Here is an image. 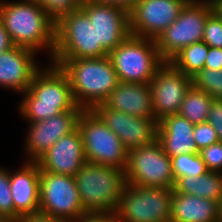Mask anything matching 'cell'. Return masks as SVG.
Masks as SVG:
<instances>
[{
    "instance_id": "obj_1",
    "label": "cell",
    "mask_w": 222,
    "mask_h": 222,
    "mask_svg": "<svg viewBox=\"0 0 222 222\" xmlns=\"http://www.w3.org/2000/svg\"><path fill=\"white\" fill-rule=\"evenodd\" d=\"M21 96L18 113L28 123L46 120L64 111L83 110L75 102L67 75L52 63L34 75Z\"/></svg>"
},
{
    "instance_id": "obj_2",
    "label": "cell",
    "mask_w": 222,
    "mask_h": 222,
    "mask_svg": "<svg viewBox=\"0 0 222 222\" xmlns=\"http://www.w3.org/2000/svg\"><path fill=\"white\" fill-rule=\"evenodd\" d=\"M0 20L14 46L45 51L51 61L55 23L35 0H0Z\"/></svg>"
},
{
    "instance_id": "obj_3",
    "label": "cell",
    "mask_w": 222,
    "mask_h": 222,
    "mask_svg": "<svg viewBox=\"0 0 222 222\" xmlns=\"http://www.w3.org/2000/svg\"><path fill=\"white\" fill-rule=\"evenodd\" d=\"M55 65L67 75L75 102L83 110L102 104L119 82L109 56L60 59Z\"/></svg>"
},
{
    "instance_id": "obj_4",
    "label": "cell",
    "mask_w": 222,
    "mask_h": 222,
    "mask_svg": "<svg viewBox=\"0 0 222 222\" xmlns=\"http://www.w3.org/2000/svg\"><path fill=\"white\" fill-rule=\"evenodd\" d=\"M74 178L86 213L117 211L126 186L125 170L86 162Z\"/></svg>"
},
{
    "instance_id": "obj_5",
    "label": "cell",
    "mask_w": 222,
    "mask_h": 222,
    "mask_svg": "<svg viewBox=\"0 0 222 222\" xmlns=\"http://www.w3.org/2000/svg\"><path fill=\"white\" fill-rule=\"evenodd\" d=\"M108 53L97 43L96 27L87 14L77 10L55 24V46L49 63L60 59L101 58Z\"/></svg>"
},
{
    "instance_id": "obj_6",
    "label": "cell",
    "mask_w": 222,
    "mask_h": 222,
    "mask_svg": "<svg viewBox=\"0 0 222 222\" xmlns=\"http://www.w3.org/2000/svg\"><path fill=\"white\" fill-rule=\"evenodd\" d=\"M108 56L121 82L150 83L165 63L154 39L132 35Z\"/></svg>"
},
{
    "instance_id": "obj_7",
    "label": "cell",
    "mask_w": 222,
    "mask_h": 222,
    "mask_svg": "<svg viewBox=\"0 0 222 222\" xmlns=\"http://www.w3.org/2000/svg\"><path fill=\"white\" fill-rule=\"evenodd\" d=\"M87 162L125 170L128 150L93 110H83L78 118Z\"/></svg>"
},
{
    "instance_id": "obj_8",
    "label": "cell",
    "mask_w": 222,
    "mask_h": 222,
    "mask_svg": "<svg viewBox=\"0 0 222 222\" xmlns=\"http://www.w3.org/2000/svg\"><path fill=\"white\" fill-rule=\"evenodd\" d=\"M213 0H189L179 17L155 39L161 58L169 62L184 47L203 40Z\"/></svg>"
},
{
    "instance_id": "obj_9",
    "label": "cell",
    "mask_w": 222,
    "mask_h": 222,
    "mask_svg": "<svg viewBox=\"0 0 222 222\" xmlns=\"http://www.w3.org/2000/svg\"><path fill=\"white\" fill-rule=\"evenodd\" d=\"M173 189L126 184L116 216L118 222H170Z\"/></svg>"
},
{
    "instance_id": "obj_10",
    "label": "cell",
    "mask_w": 222,
    "mask_h": 222,
    "mask_svg": "<svg viewBox=\"0 0 222 222\" xmlns=\"http://www.w3.org/2000/svg\"><path fill=\"white\" fill-rule=\"evenodd\" d=\"M125 179L129 185L173 189L175 177L171 158L157 139L128 152Z\"/></svg>"
},
{
    "instance_id": "obj_11",
    "label": "cell",
    "mask_w": 222,
    "mask_h": 222,
    "mask_svg": "<svg viewBox=\"0 0 222 222\" xmlns=\"http://www.w3.org/2000/svg\"><path fill=\"white\" fill-rule=\"evenodd\" d=\"M39 213L64 222H76L86 211L82 207L75 178L40 171Z\"/></svg>"
},
{
    "instance_id": "obj_12",
    "label": "cell",
    "mask_w": 222,
    "mask_h": 222,
    "mask_svg": "<svg viewBox=\"0 0 222 222\" xmlns=\"http://www.w3.org/2000/svg\"><path fill=\"white\" fill-rule=\"evenodd\" d=\"M189 0H138L129 11L132 36L156 39L178 17Z\"/></svg>"
},
{
    "instance_id": "obj_13",
    "label": "cell",
    "mask_w": 222,
    "mask_h": 222,
    "mask_svg": "<svg viewBox=\"0 0 222 222\" xmlns=\"http://www.w3.org/2000/svg\"><path fill=\"white\" fill-rule=\"evenodd\" d=\"M149 84L154 118L160 121L167 115L178 114L192 78L165 62Z\"/></svg>"
},
{
    "instance_id": "obj_14",
    "label": "cell",
    "mask_w": 222,
    "mask_h": 222,
    "mask_svg": "<svg viewBox=\"0 0 222 222\" xmlns=\"http://www.w3.org/2000/svg\"><path fill=\"white\" fill-rule=\"evenodd\" d=\"M82 111H64L46 120L28 123L26 138H24L26 161H36L61 137L74 131L77 128L78 118Z\"/></svg>"
},
{
    "instance_id": "obj_15",
    "label": "cell",
    "mask_w": 222,
    "mask_h": 222,
    "mask_svg": "<svg viewBox=\"0 0 222 222\" xmlns=\"http://www.w3.org/2000/svg\"><path fill=\"white\" fill-rule=\"evenodd\" d=\"M81 9L96 27L97 43L109 54L130 33L129 12L120 6L83 1Z\"/></svg>"
},
{
    "instance_id": "obj_16",
    "label": "cell",
    "mask_w": 222,
    "mask_h": 222,
    "mask_svg": "<svg viewBox=\"0 0 222 222\" xmlns=\"http://www.w3.org/2000/svg\"><path fill=\"white\" fill-rule=\"evenodd\" d=\"M93 111L106 126L119 137L128 151L149 145L157 139L158 121L155 118H141L97 105Z\"/></svg>"
},
{
    "instance_id": "obj_17",
    "label": "cell",
    "mask_w": 222,
    "mask_h": 222,
    "mask_svg": "<svg viewBox=\"0 0 222 222\" xmlns=\"http://www.w3.org/2000/svg\"><path fill=\"white\" fill-rule=\"evenodd\" d=\"M36 162L40 171L75 177L87 162L79 129L61 137Z\"/></svg>"
},
{
    "instance_id": "obj_18",
    "label": "cell",
    "mask_w": 222,
    "mask_h": 222,
    "mask_svg": "<svg viewBox=\"0 0 222 222\" xmlns=\"http://www.w3.org/2000/svg\"><path fill=\"white\" fill-rule=\"evenodd\" d=\"M37 52L14 46L0 54V87L22 94L31 84L34 75L42 68L36 62Z\"/></svg>"
},
{
    "instance_id": "obj_19",
    "label": "cell",
    "mask_w": 222,
    "mask_h": 222,
    "mask_svg": "<svg viewBox=\"0 0 222 222\" xmlns=\"http://www.w3.org/2000/svg\"><path fill=\"white\" fill-rule=\"evenodd\" d=\"M14 220L39 213L40 169L36 161H23L18 170H9Z\"/></svg>"
},
{
    "instance_id": "obj_20",
    "label": "cell",
    "mask_w": 222,
    "mask_h": 222,
    "mask_svg": "<svg viewBox=\"0 0 222 222\" xmlns=\"http://www.w3.org/2000/svg\"><path fill=\"white\" fill-rule=\"evenodd\" d=\"M106 108L126 114L154 118L152 94L149 83H117L106 100L102 103Z\"/></svg>"
},
{
    "instance_id": "obj_21",
    "label": "cell",
    "mask_w": 222,
    "mask_h": 222,
    "mask_svg": "<svg viewBox=\"0 0 222 222\" xmlns=\"http://www.w3.org/2000/svg\"><path fill=\"white\" fill-rule=\"evenodd\" d=\"M194 125L179 114H171L158 121L157 140L170 157L195 154L199 150L194 141Z\"/></svg>"
},
{
    "instance_id": "obj_22",
    "label": "cell",
    "mask_w": 222,
    "mask_h": 222,
    "mask_svg": "<svg viewBox=\"0 0 222 222\" xmlns=\"http://www.w3.org/2000/svg\"><path fill=\"white\" fill-rule=\"evenodd\" d=\"M170 222H220L218 202L173 192Z\"/></svg>"
},
{
    "instance_id": "obj_23",
    "label": "cell",
    "mask_w": 222,
    "mask_h": 222,
    "mask_svg": "<svg viewBox=\"0 0 222 222\" xmlns=\"http://www.w3.org/2000/svg\"><path fill=\"white\" fill-rule=\"evenodd\" d=\"M173 192L197 195L203 199H212L219 203L222 196V174L207 171L196 178L187 176L176 178Z\"/></svg>"
},
{
    "instance_id": "obj_24",
    "label": "cell",
    "mask_w": 222,
    "mask_h": 222,
    "mask_svg": "<svg viewBox=\"0 0 222 222\" xmlns=\"http://www.w3.org/2000/svg\"><path fill=\"white\" fill-rule=\"evenodd\" d=\"M214 98L193 85L185 94L178 114L186 118L193 125L207 122L208 112Z\"/></svg>"
},
{
    "instance_id": "obj_25",
    "label": "cell",
    "mask_w": 222,
    "mask_h": 222,
    "mask_svg": "<svg viewBox=\"0 0 222 222\" xmlns=\"http://www.w3.org/2000/svg\"><path fill=\"white\" fill-rule=\"evenodd\" d=\"M209 46L202 40L184 47L169 63L178 71L190 77L204 69Z\"/></svg>"
},
{
    "instance_id": "obj_26",
    "label": "cell",
    "mask_w": 222,
    "mask_h": 222,
    "mask_svg": "<svg viewBox=\"0 0 222 222\" xmlns=\"http://www.w3.org/2000/svg\"><path fill=\"white\" fill-rule=\"evenodd\" d=\"M173 175L179 177H198L208 170L199 153L181 154L171 158Z\"/></svg>"
},
{
    "instance_id": "obj_27",
    "label": "cell",
    "mask_w": 222,
    "mask_h": 222,
    "mask_svg": "<svg viewBox=\"0 0 222 222\" xmlns=\"http://www.w3.org/2000/svg\"><path fill=\"white\" fill-rule=\"evenodd\" d=\"M191 78L196 89L203 90L214 99L222 100V69L204 68Z\"/></svg>"
},
{
    "instance_id": "obj_28",
    "label": "cell",
    "mask_w": 222,
    "mask_h": 222,
    "mask_svg": "<svg viewBox=\"0 0 222 222\" xmlns=\"http://www.w3.org/2000/svg\"><path fill=\"white\" fill-rule=\"evenodd\" d=\"M56 24L64 16L81 9L83 0H35Z\"/></svg>"
},
{
    "instance_id": "obj_29",
    "label": "cell",
    "mask_w": 222,
    "mask_h": 222,
    "mask_svg": "<svg viewBox=\"0 0 222 222\" xmlns=\"http://www.w3.org/2000/svg\"><path fill=\"white\" fill-rule=\"evenodd\" d=\"M0 216L14 219L9 170L2 166H0Z\"/></svg>"
},
{
    "instance_id": "obj_30",
    "label": "cell",
    "mask_w": 222,
    "mask_h": 222,
    "mask_svg": "<svg viewBox=\"0 0 222 222\" xmlns=\"http://www.w3.org/2000/svg\"><path fill=\"white\" fill-rule=\"evenodd\" d=\"M203 41L212 48H222V20L213 11L206 19Z\"/></svg>"
},
{
    "instance_id": "obj_31",
    "label": "cell",
    "mask_w": 222,
    "mask_h": 222,
    "mask_svg": "<svg viewBox=\"0 0 222 222\" xmlns=\"http://www.w3.org/2000/svg\"><path fill=\"white\" fill-rule=\"evenodd\" d=\"M207 170L222 174V142L211 144L199 151Z\"/></svg>"
},
{
    "instance_id": "obj_32",
    "label": "cell",
    "mask_w": 222,
    "mask_h": 222,
    "mask_svg": "<svg viewBox=\"0 0 222 222\" xmlns=\"http://www.w3.org/2000/svg\"><path fill=\"white\" fill-rule=\"evenodd\" d=\"M193 134V139L199 151L210 146L211 144L219 142L216 131L208 122L194 125Z\"/></svg>"
},
{
    "instance_id": "obj_33",
    "label": "cell",
    "mask_w": 222,
    "mask_h": 222,
    "mask_svg": "<svg viewBox=\"0 0 222 222\" xmlns=\"http://www.w3.org/2000/svg\"><path fill=\"white\" fill-rule=\"evenodd\" d=\"M207 122L216 131L222 142V100L214 99L207 116Z\"/></svg>"
},
{
    "instance_id": "obj_34",
    "label": "cell",
    "mask_w": 222,
    "mask_h": 222,
    "mask_svg": "<svg viewBox=\"0 0 222 222\" xmlns=\"http://www.w3.org/2000/svg\"><path fill=\"white\" fill-rule=\"evenodd\" d=\"M204 68L216 70L222 69V48L209 47Z\"/></svg>"
},
{
    "instance_id": "obj_35",
    "label": "cell",
    "mask_w": 222,
    "mask_h": 222,
    "mask_svg": "<svg viewBox=\"0 0 222 222\" xmlns=\"http://www.w3.org/2000/svg\"><path fill=\"white\" fill-rule=\"evenodd\" d=\"M76 222H118L116 213H85Z\"/></svg>"
},
{
    "instance_id": "obj_36",
    "label": "cell",
    "mask_w": 222,
    "mask_h": 222,
    "mask_svg": "<svg viewBox=\"0 0 222 222\" xmlns=\"http://www.w3.org/2000/svg\"><path fill=\"white\" fill-rule=\"evenodd\" d=\"M83 1L120 6L129 12L137 3L138 0H83Z\"/></svg>"
},
{
    "instance_id": "obj_37",
    "label": "cell",
    "mask_w": 222,
    "mask_h": 222,
    "mask_svg": "<svg viewBox=\"0 0 222 222\" xmlns=\"http://www.w3.org/2000/svg\"><path fill=\"white\" fill-rule=\"evenodd\" d=\"M14 47L9 33L4 28L2 21L0 20V54Z\"/></svg>"
},
{
    "instance_id": "obj_38",
    "label": "cell",
    "mask_w": 222,
    "mask_h": 222,
    "mask_svg": "<svg viewBox=\"0 0 222 222\" xmlns=\"http://www.w3.org/2000/svg\"><path fill=\"white\" fill-rule=\"evenodd\" d=\"M18 222H64L56 217L47 216L41 213L22 217Z\"/></svg>"
},
{
    "instance_id": "obj_39",
    "label": "cell",
    "mask_w": 222,
    "mask_h": 222,
    "mask_svg": "<svg viewBox=\"0 0 222 222\" xmlns=\"http://www.w3.org/2000/svg\"><path fill=\"white\" fill-rule=\"evenodd\" d=\"M213 11L221 18L222 20V6L216 1L213 0Z\"/></svg>"
},
{
    "instance_id": "obj_40",
    "label": "cell",
    "mask_w": 222,
    "mask_h": 222,
    "mask_svg": "<svg viewBox=\"0 0 222 222\" xmlns=\"http://www.w3.org/2000/svg\"><path fill=\"white\" fill-rule=\"evenodd\" d=\"M218 206H219V218H220V222H222V196L220 198Z\"/></svg>"
},
{
    "instance_id": "obj_41",
    "label": "cell",
    "mask_w": 222,
    "mask_h": 222,
    "mask_svg": "<svg viewBox=\"0 0 222 222\" xmlns=\"http://www.w3.org/2000/svg\"><path fill=\"white\" fill-rule=\"evenodd\" d=\"M0 222H18L14 219L0 216Z\"/></svg>"
},
{
    "instance_id": "obj_42",
    "label": "cell",
    "mask_w": 222,
    "mask_h": 222,
    "mask_svg": "<svg viewBox=\"0 0 222 222\" xmlns=\"http://www.w3.org/2000/svg\"><path fill=\"white\" fill-rule=\"evenodd\" d=\"M222 6V0H216Z\"/></svg>"
}]
</instances>
